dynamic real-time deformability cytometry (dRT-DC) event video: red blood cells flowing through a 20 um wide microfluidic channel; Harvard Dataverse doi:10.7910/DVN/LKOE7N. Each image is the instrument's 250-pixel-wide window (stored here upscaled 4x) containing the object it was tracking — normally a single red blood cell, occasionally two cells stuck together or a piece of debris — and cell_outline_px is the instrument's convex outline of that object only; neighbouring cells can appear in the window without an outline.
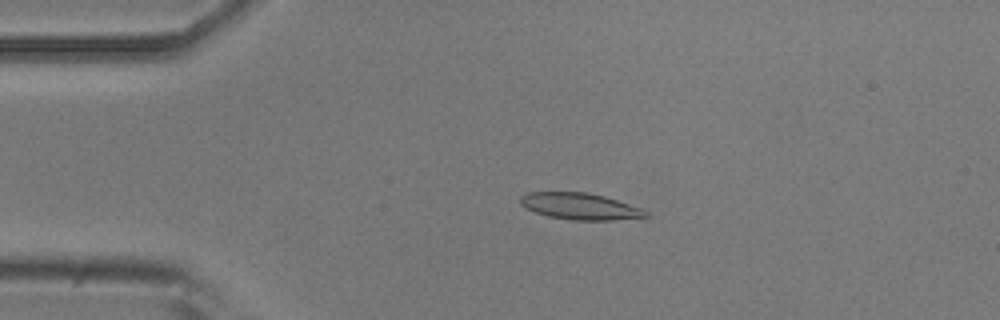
{"species": "common noctule bat (a hibernating species)", "species_latin": "Nyctalus noctula", "temperature_condition": "room temperature", "stored_images_in_passage": 51, "camera_frame_rate_fps": 3000, "um_per_image_px": 0.085, "animal": {"sex": "male", "body_mass_g": 20.5, "forearm_length_mm": 52.5}, "frame": {"image": 1, "passage_image": 10, "time_ms": 3.0, "image_size_px": [1000, 320], "cell_outline_px": [[648, 216], [612, 220], [572, 220], [548, 216], [536, 212], [520, 204], [520, 196], [528, 192], [588, 192], [604, 196], [640, 208], [648, 212]], "centroid_in_image_um": [49.27, 17.53], "position_along_channel_um": 35.7, "area_um2": 19.13}}
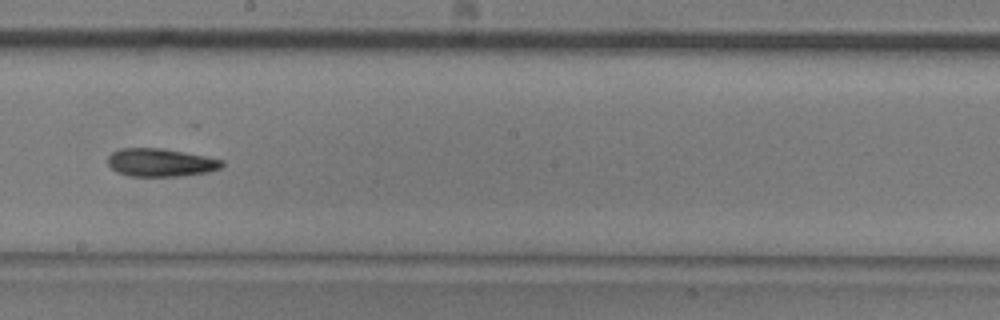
{"frame": {"image": 2, "passage_image": 28, "time_ms": 9.0, "image_size_px": [1000, 320], "cell_outline_px": [[224, 164], [220, 168], [208, 172], [180, 176], [128, 176], [116, 172], [108, 164], [108, 156], [112, 152], [120, 148], [160, 148], [184, 152], [224, 160]], "centroid_in_image_um": [13.63, 13.82], "position_along_channel_um": 234.6, "area_um2": 18.67}}
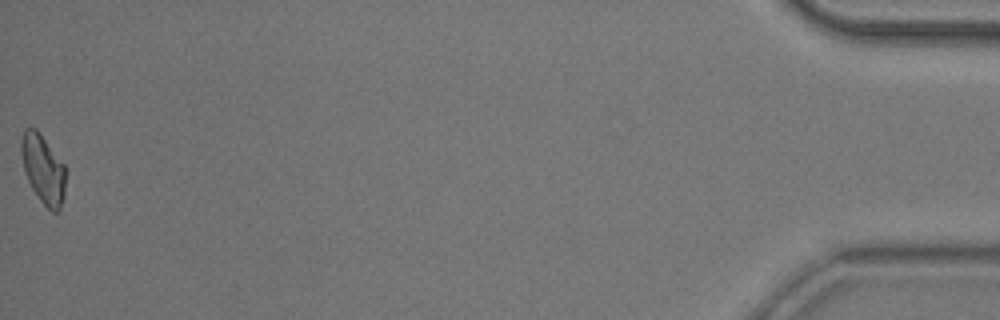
{"frame": {"image": 3, "passage_image": 51, "time_ms": 16.667, "image_size_px": [1000, 320], "cell_outline_px": [[64, 196], [60, 212], [52, 212], [40, 200], [32, 188], [24, 172], [20, 152], [20, 144], [24, 128], [36, 128], [64, 164]], "centroid_in_image_um": [3.64, 14.37], "position_along_channel_um": 431.6, "area_um2": 17.74}}